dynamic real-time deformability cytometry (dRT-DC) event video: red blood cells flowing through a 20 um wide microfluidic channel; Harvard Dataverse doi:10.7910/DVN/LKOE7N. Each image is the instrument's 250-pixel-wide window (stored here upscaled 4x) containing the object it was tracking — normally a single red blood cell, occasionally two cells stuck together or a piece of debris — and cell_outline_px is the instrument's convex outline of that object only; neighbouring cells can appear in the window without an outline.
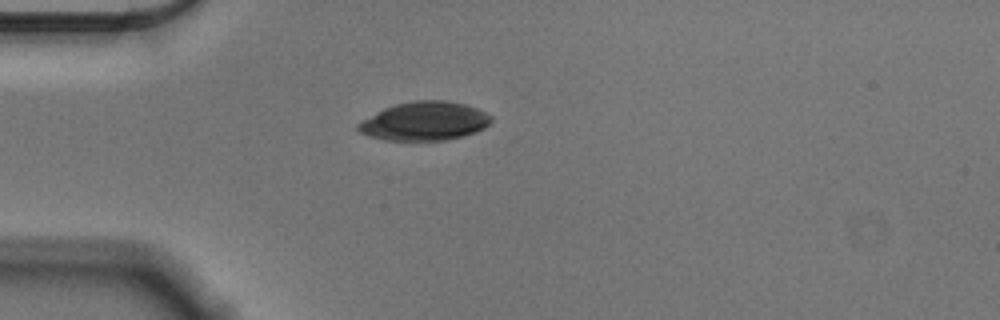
{"species": "Egyptian fruit bat (a non-hibernating species)", "species_latin": "Rousettus aegyptiacus", "temperature_condition": "cold", "stored_images_in_passage": 42, "camera_frame_rate_fps": 3000, "um_per_image_px": 0.085, "animal": {"sex": "male"}, "frame": {"image": 1, "passage_image": 1, "time_ms": 0.0, "image_size_px": [1000, 320], "cell_outline_px": [[492, 120], [484, 128], [476, 132], [464, 136], [444, 140], [384, 140], [360, 132], [356, 128], [356, 124], [376, 112], [384, 108], [396, 104], [412, 100], [444, 100], [464, 104], [476, 108], [492, 116]], "centroid_in_image_um": [36.09, 10.29], "position_along_channel_um": 48.9, "area_um2": 29.88}}
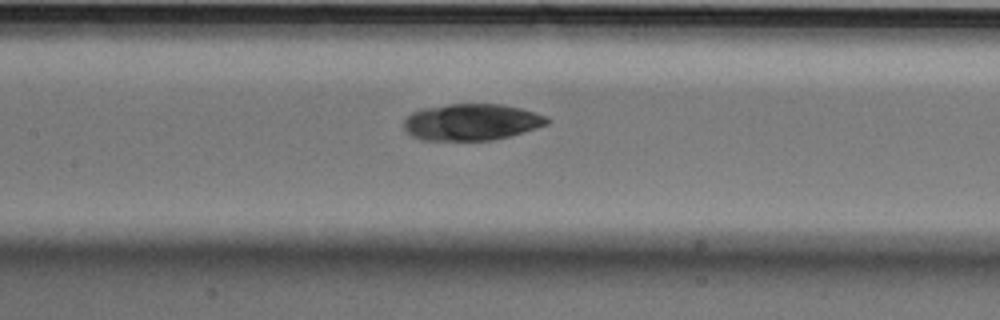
{"frame": {"image": 2, "passage_image": 12, "time_ms": 3.667, "image_size_px": [1000, 320], "cell_outline_px": [[548, 124], [536, 128], [508, 136], [492, 140], [420, 140], [412, 136], [404, 128], [404, 120], [412, 112], [420, 108], [448, 104], [500, 104], [520, 108], [536, 112], [544, 116], [548, 120]], "centroid_in_image_um": [40.04, 10.37], "position_along_channel_um": 167.4, "area_um2": 30.4}}
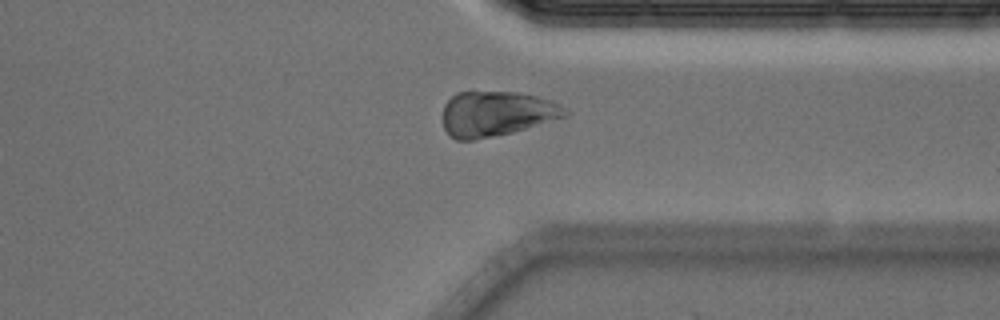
{"frame": {"image": 3, "passage_image": 29, "time_ms": 9.333, "image_size_px": [1000, 320], "cell_outline_px": [[568, 116], [512, 132], [472, 140], [456, 140], [448, 136], [444, 128], [444, 104], [456, 92], [516, 92], [536, 96], [556, 104], [564, 108], [568, 112]], "centroid_in_image_um": [42.15, 9.67], "position_along_channel_um": 369.3, "area_um2": 31.73}}